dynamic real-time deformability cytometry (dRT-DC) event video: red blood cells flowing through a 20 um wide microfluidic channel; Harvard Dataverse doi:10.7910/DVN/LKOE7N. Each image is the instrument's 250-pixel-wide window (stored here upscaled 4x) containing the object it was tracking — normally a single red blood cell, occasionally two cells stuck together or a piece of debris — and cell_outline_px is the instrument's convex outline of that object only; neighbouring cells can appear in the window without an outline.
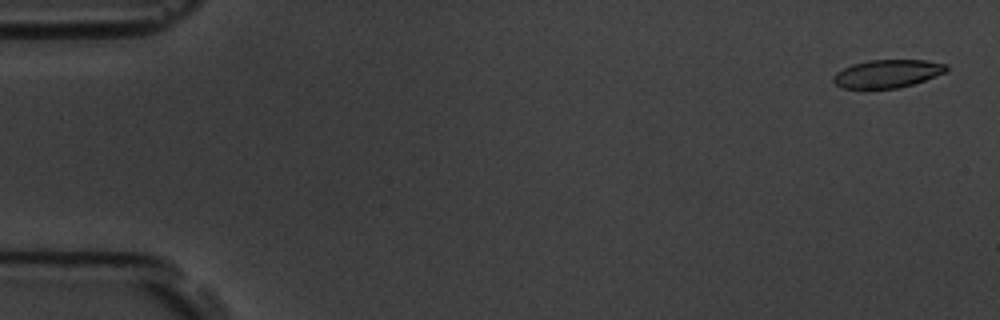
{"species": "common noctule bat (a hibernating species)", "species_latin": "Nyctalus noctula", "temperature_condition": "room temperature", "stored_images_in_passage": 4, "camera_frame_rate_fps": 3000, "um_per_image_px": 0.085, "animal": {"sex": "male", "body_mass_g": 19.5, "forearm_length_mm": 54.6}, "frame": {"image": 1, "passage_image": 1, "time_ms": 0.0, "image_size_px": [1000, 320], "cell_outline_px": [[948, 68], [944, 72], [924, 80], [912, 84], [896, 88], [868, 92], [840, 88], [832, 80], [832, 76], [836, 72], [852, 64], [868, 60], [924, 60], [948, 64]], "centroid_in_image_um": [75.32, 6.31], "position_along_channel_um": 9.7, "area_um2": 19.13}}